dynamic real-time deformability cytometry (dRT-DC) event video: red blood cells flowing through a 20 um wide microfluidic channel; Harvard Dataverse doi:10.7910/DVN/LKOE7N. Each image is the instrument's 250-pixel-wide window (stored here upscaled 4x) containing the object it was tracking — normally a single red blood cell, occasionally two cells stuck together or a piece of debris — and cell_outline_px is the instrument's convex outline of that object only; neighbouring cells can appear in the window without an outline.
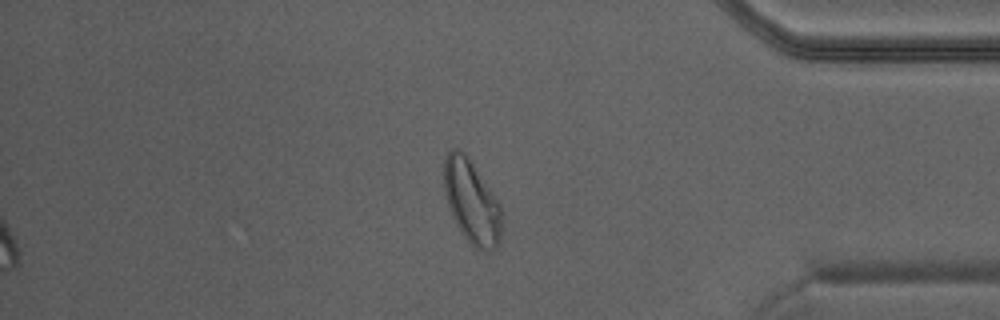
{"species": "Egyptian fruit bat (a non-hibernating species)", "species_latin": "Rousettus aegyptiacus", "temperature_condition": "warm", "stored_images_in_passage": 42, "camera_frame_rate_fps": 3000, "um_per_image_px": 0.085, "animal": {"sex": "male"}, "frame": {"image": 1, "passage_image": 36, "time_ms": 11.667, "image_size_px": [1000, 320], "cell_outline_px": [[504, 216], [500, 236], [496, 248], [492, 252], [476, 248], [460, 232], [452, 216], [448, 204], [444, 188], [444, 156], [452, 148], [460, 148], [468, 156], [500, 204]], "centroid_in_image_um": [40.11, 17.14], "position_along_channel_um": 395.1, "area_um2": 28.26}}